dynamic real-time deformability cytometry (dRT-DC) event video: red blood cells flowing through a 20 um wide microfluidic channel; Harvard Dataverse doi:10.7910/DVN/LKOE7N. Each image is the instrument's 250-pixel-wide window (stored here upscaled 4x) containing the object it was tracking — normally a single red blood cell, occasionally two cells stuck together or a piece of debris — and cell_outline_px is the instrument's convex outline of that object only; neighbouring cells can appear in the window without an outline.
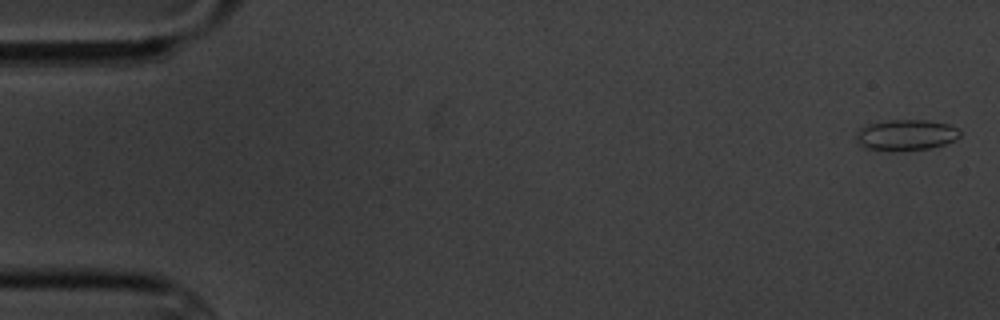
{"species": "common noctule bat (a hibernating species)", "species_latin": "Nyctalus noctula", "temperature_condition": "cold", "stored_images_in_passage": 5, "camera_frame_rate_fps": 3000, "um_per_image_px": 0.085, "animal": {"sex": "male", "body_mass_g": 20.1, "forearm_length_mm": 53.5}, "frame": {"image": 1, "passage_image": 1, "time_ms": 0.0, "image_size_px": [1000, 320], "cell_outline_px": [[960, 136], [956, 140], [944, 144], [928, 148], [864, 148], [856, 140], [856, 136], [860, 128], [872, 124], [888, 120], [924, 120], [948, 124], [956, 128], [960, 132]], "centroid_in_image_um": [77.05, 11.43], "position_along_channel_um": 7.9, "area_um2": 17.69}}
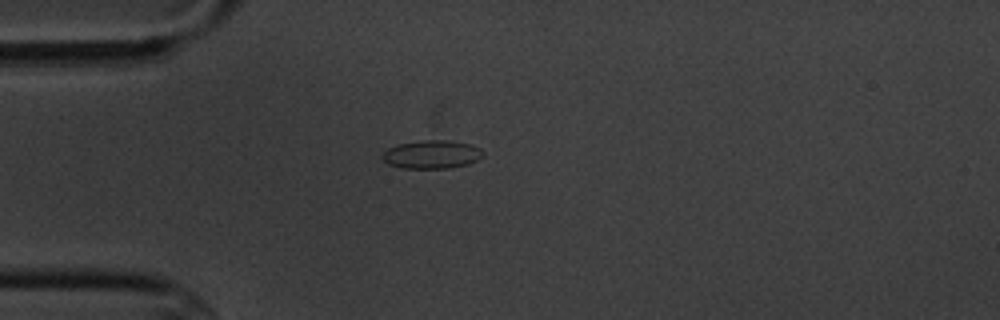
{"frame": {"image": 2, "passage_image": 5, "time_ms": 4.667, "image_size_px": [1000, 320], "cell_outline_px": [[484, 156], [468, 164], [448, 168], [400, 168], [388, 164], [380, 156], [388, 148], [396, 144], [424, 140], [452, 140], [472, 144], [480, 148], [484, 152]], "centroid_in_image_um": [36.71, 13.12], "position_along_channel_um": 48.3, "area_um2": 16.82}}